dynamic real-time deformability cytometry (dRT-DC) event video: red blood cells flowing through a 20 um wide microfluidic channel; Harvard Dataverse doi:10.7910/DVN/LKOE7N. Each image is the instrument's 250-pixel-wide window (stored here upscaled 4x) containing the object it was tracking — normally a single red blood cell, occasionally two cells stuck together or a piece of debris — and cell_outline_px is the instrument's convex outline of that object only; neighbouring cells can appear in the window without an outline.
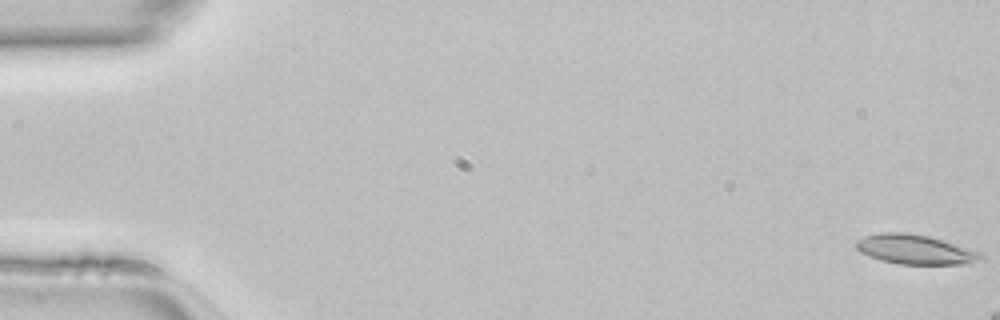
{"species": "common noctule bat (a hibernating species)", "species_latin": "Nyctalus noctula", "temperature_condition": "room temperature", "stored_images_in_passage": 8, "camera_frame_rate_fps": 3000, "um_per_image_px": 0.085, "animal": {"sex": "female", "body_mass_g": 22.7, "forearm_length_mm": 54.2}, "frame": {"image": 1, "passage_image": 1, "time_ms": 0.0, "image_size_px": [1000, 320], "cell_outline_px": [[984, 260], [968, 264], [900, 264], [880, 260], [868, 256], [860, 252], [856, 248], [856, 240], [864, 236], [880, 232], [904, 232], [928, 236], [944, 240], [980, 252], [984, 256]], "centroid_in_image_um": [77.8, 21.21], "position_along_channel_um": 7.2, "area_um2": 21.68}}